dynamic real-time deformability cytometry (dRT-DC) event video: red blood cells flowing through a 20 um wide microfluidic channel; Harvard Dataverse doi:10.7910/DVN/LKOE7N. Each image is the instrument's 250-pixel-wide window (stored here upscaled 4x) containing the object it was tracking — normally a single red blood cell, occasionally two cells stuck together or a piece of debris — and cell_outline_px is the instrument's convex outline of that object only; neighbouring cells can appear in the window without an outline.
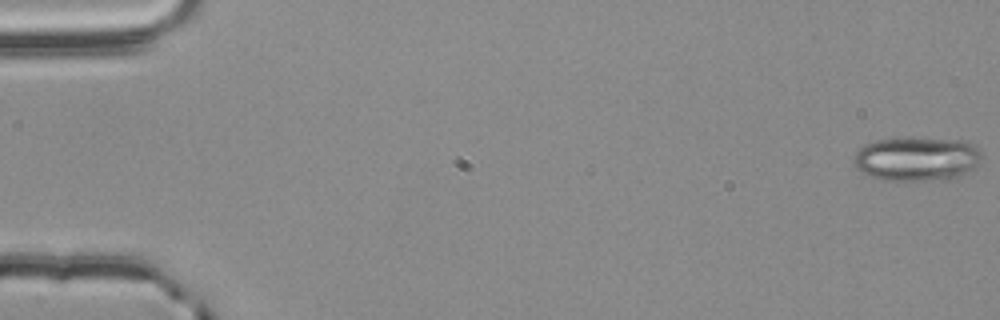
{"species": "common noctule bat (a hibernating species)", "species_latin": "Nyctalus noctula", "temperature_condition": "room temperature", "stored_images_in_passage": 56, "camera_frame_rate_fps": 3000, "um_per_image_px": 0.085, "animal": {"sex": "male", "body_mass_g": 20.4}, "frame": {"image": 1, "passage_image": 1, "time_ms": 0.0, "image_size_px": [1000, 320], "cell_outline_px": [[980, 160], [972, 168], [960, 176], [948, 180], [880, 180], [860, 172], [856, 168], [852, 160], [852, 156], [860, 148], [876, 140], [968, 140], [976, 144], [980, 152]], "centroid_in_image_um": [77.91, 13.54], "position_along_channel_um": 7.1, "area_um2": 32.37}}
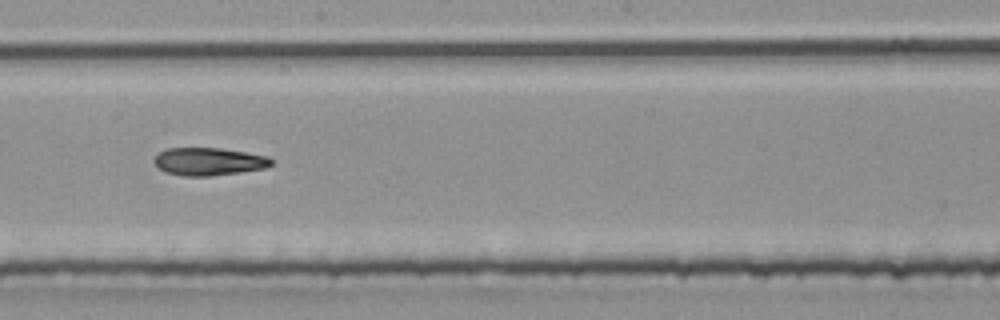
{"frame": {"image": 2, "passage_image": 32, "time_ms": 10.333, "image_size_px": [1000, 320], "cell_outline_px": [[272, 164], [264, 168], [240, 172], [208, 176], [184, 176], [168, 172], [160, 168], [152, 160], [164, 148], [220, 148], [268, 156], [272, 160]], "centroid_in_image_um": [17.74, 13.72], "position_along_channel_um": 230.5, "area_um2": 18.73}}
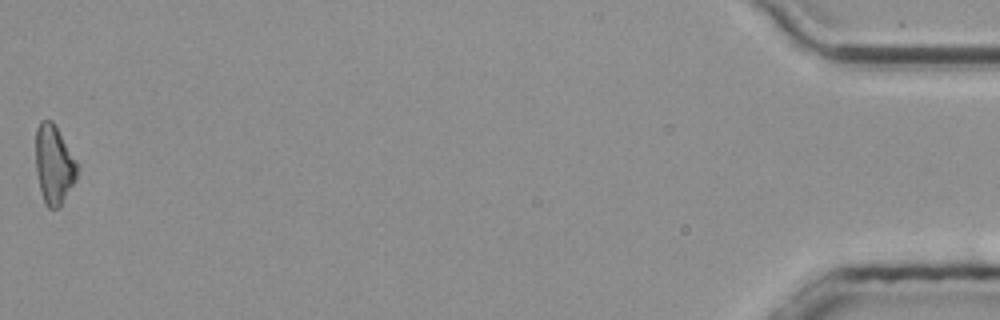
{"frame": {"image": 3, "passage_image": 56, "time_ms": 18.333, "image_size_px": [1000, 320], "cell_outline_px": [[80, 168], [76, 180], [60, 208], [48, 208], [44, 204], [36, 172], [36, 128], [40, 120], [52, 120], [76, 160]], "centroid_in_image_um": [4.6, 14.02], "position_along_channel_um": 430.6, "area_um2": 19.31}}